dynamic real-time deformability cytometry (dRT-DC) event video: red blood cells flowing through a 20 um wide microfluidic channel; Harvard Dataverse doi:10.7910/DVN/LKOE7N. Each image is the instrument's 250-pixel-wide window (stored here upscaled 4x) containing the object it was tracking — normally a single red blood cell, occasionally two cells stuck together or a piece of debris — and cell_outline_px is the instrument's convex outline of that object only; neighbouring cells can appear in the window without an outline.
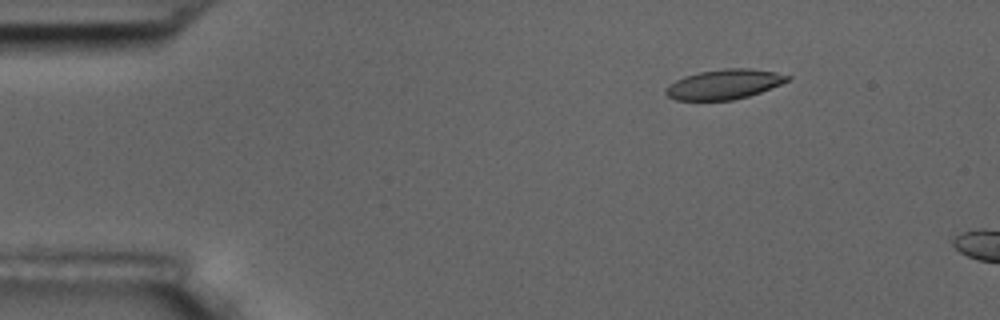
{"species": "common noctule bat (a hibernating species)", "species_latin": "Nyctalus noctula", "temperature_condition": "room temperature", "stored_images_in_passage": 3, "camera_frame_rate_fps": 3000, "um_per_image_px": 0.085, "animal": {"sex": "male", "body_mass_g": 17.5, "forearm_length_mm": 52.3}, "frame": {"image": 1, "passage_image": 2, "time_ms": 1.0, "image_size_px": [1000, 320], "cell_outline_px": [[792, 76], [788, 80], [780, 84], [760, 92], [748, 96], [732, 100], [676, 100], [668, 96], [664, 92], [664, 88], [676, 80], [684, 76], [700, 72], [724, 68], [748, 68], [776, 72]], "centroid_in_image_um": [61.53, 7.16], "position_along_channel_um": 23.5, "area_um2": 21.04}}